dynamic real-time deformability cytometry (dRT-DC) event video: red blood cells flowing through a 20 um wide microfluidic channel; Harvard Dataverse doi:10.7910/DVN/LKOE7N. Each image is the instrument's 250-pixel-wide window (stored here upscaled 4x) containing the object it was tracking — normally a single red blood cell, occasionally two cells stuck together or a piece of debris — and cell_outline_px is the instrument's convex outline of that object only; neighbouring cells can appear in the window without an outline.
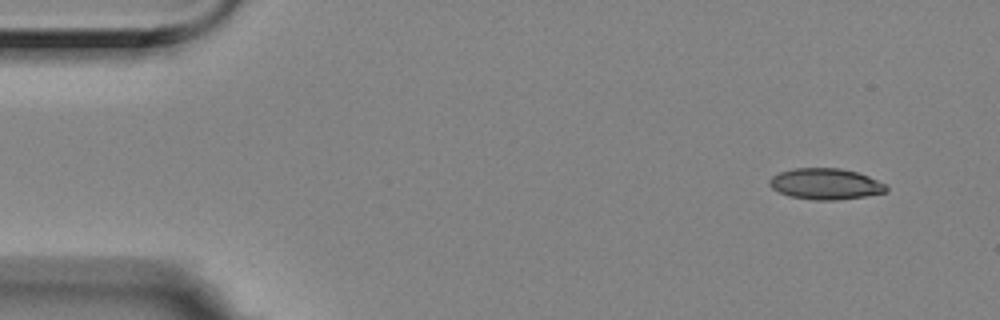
{"species": "Egyptian fruit bat (a non-hibernating species)", "species_latin": "Rousettus aegyptiacus", "temperature_condition": "room temperature", "stored_images_in_passage": 4, "camera_frame_rate_fps": 3000, "um_per_image_px": 0.085, "animal": {"sex": "female"}, "frame": {"image": 1, "passage_image": 1, "time_ms": 0.0, "image_size_px": [1000, 320], "cell_outline_px": [[888, 192], [864, 196], [836, 200], [816, 200], [788, 196], [772, 188], [768, 184], [768, 180], [772, 176], [780, 172], [792, 168], [840, 168], [856, 172], [868, 176], [884, 184], [888, 188]], "centroid_in_image_um": [70.14, 15.63], "position_along_channel_um": 14.9, "area_um2": 21.1}}
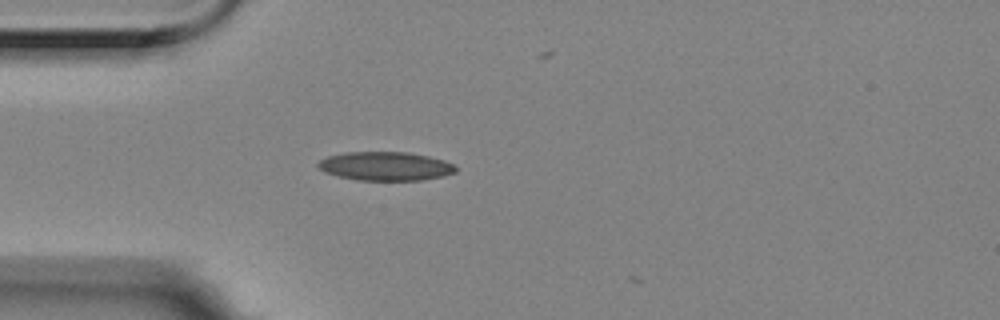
{"frame": {"image": 2, "passage_image": 4, "time_ms": 1.0, "image_size_px": [1000, 320], "cell_outline_px": [[456, 172], [444, 176], [420, 180], [356, 180], [324, 172], [316, 164], [320, 160], [328, 156], [344, 152], [408, 152], [428, 156], [444, 160], [452, 164], [456, 168]], "centroid_in_image_um": [32.76, 14.12], "position_along_channel_um": 52.2, "area_um2": 23.0}}